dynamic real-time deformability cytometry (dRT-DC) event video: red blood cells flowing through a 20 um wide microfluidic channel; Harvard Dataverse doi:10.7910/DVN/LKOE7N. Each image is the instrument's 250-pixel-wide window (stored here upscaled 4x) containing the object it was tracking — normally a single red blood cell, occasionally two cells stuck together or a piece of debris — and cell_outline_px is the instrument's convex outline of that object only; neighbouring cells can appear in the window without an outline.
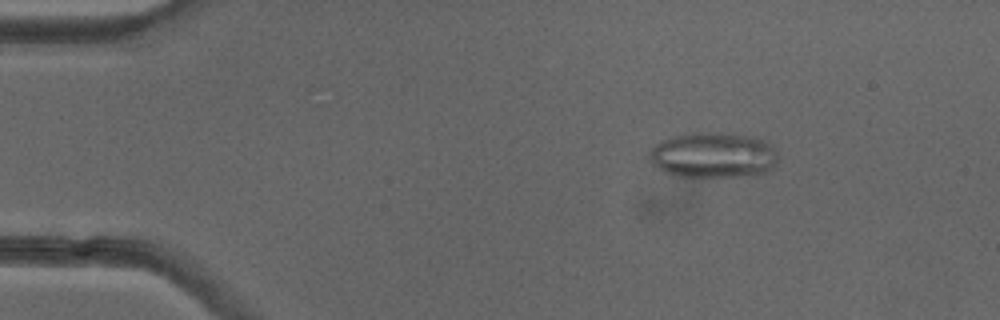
{"species": "common noctule bat (a hibernating species)", "species_latin": "Nyctalus noctula", "temperature_condition": "cold", "stored_images_in_passage": 51, "camera_frame_rate_fps": 3000, "um_per_image_px": 0.085, "animal": {"sex": "female"}, "frame": {"image": 1, "passage_image": 8, "time_ms": 2.333, "image_size_px": [1000, 320], "cell_outline_px": [[776, 164], [772, 168], [764, 172], [736, 176], [680, 176], [664, 172], [652, 164], [652, 148], [660, 140], [684, 132], [720, 132], [752, 136], [764, 140], [772, 144], [776, 152]], "centroid_in_image_um": [60.63, 13.15], "position_along_channel_um": 24.4, "area_um2": 34.04}}
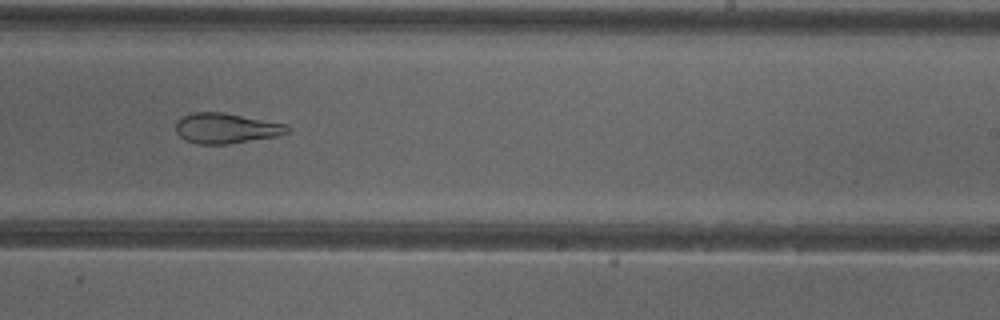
{"frame": {"image": 2, "passage_image": 32, "time_ms": 10.333, "image_size_px": [1000, 320], "cell_outline_px": [[292, 132], [276, 136], [228, 144], [196, 144], [184, 140], [176, 132], [176, 120], [192, 112], [224, 112], [288, 124], [292, 128]], "centroid_in_image_um": [19.25, 10.9], "position_along_channel_um": 269.7, "area_um2": 20.0}}
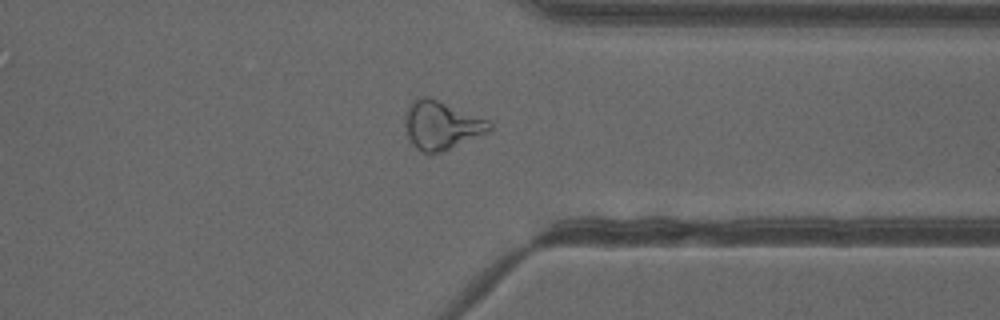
{"frame": {"image": 3, "passage_image": 40, "time_ms": 13.0, "image_size_px": [1000, 320], "cell_outline_px": [[492, 132], [444, 152], [424, 152], [416, 148], [412, 144], [404, 128], [404, 120], [408, 104], [416, 96], [428, 96], [488, 120], [492, 124]], "centroid_in_image_um": [37.53, 10.65], "position_along_channel_um": 373.9, "area_um2": 24.28}, "authors_computed_cell_mechanics": {"area_um2": 25.8366, "velocity_mm_per_s": 3.9961, "shape_relaxation_time_tau1_ms": null, "shape_relaxation_time_tau2_ms": 2.3651, "deformation_change_tau1": null, "deformation_change_tau2": 0.0959}}